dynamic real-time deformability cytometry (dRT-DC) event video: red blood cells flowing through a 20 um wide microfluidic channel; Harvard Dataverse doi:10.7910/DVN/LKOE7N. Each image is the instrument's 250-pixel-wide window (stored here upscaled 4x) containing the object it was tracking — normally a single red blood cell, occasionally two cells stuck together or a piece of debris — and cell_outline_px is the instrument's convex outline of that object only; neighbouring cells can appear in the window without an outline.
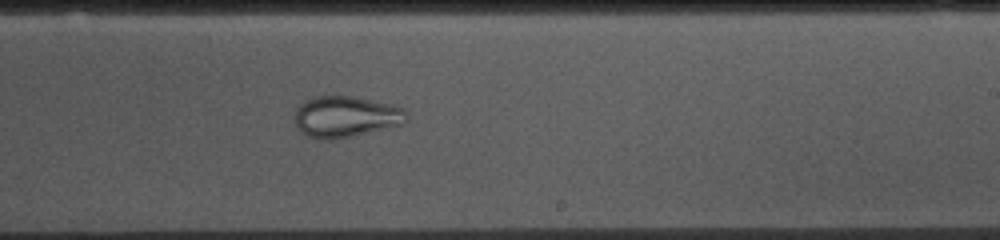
{"species": "common noctule bat (a hibernating species)", "species_latin": "Nyctalus noctula", "temperature_condition": "cold", "stored_images_in_passage": 53, "camera_frame_rate_fps": 3000, "um_per_image_px": 0.085, "animal": {"sex": "female", "body_mass_g": 10.0, "forearm_length_mm": 53.1}, "frame": {"image": 1, "passage_image": 31, "time_ms": 10.0, "image_size_px": [1000, 240], "cell_outline_px": [[408, 120], [404, 124], [336, 140], [324, 140], [308, 136], [300, 132], [296, 124], [296, 108], [300, 104], [316, 96], [352, 96], [392, 104], [404, 108], [408, 112]], "centroid_in_image_um": [29.43, 9.93], "position_along_channel_um": 259.6, "area_um2": 27.05}}
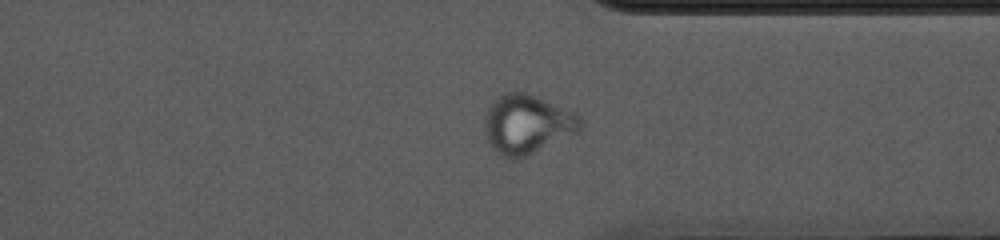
{"frame": {"image": 2, "passage_image": 40, "time_ms": 13.0, "image_size_px": [1000, 240], "cell_outline_px": [[580, 132], [516, 160], [508, 160], [496, 152], [488, 140], [484, 132], [484, 116], [492, 100], [496, 96], [508, 92], [524, 92], [536, 96], [576, 112], [580, 116]], "centroid_in_image_um": [44.78, 10.56], "position_along_channel_um": 366.6, "area_um2": 33.29}}
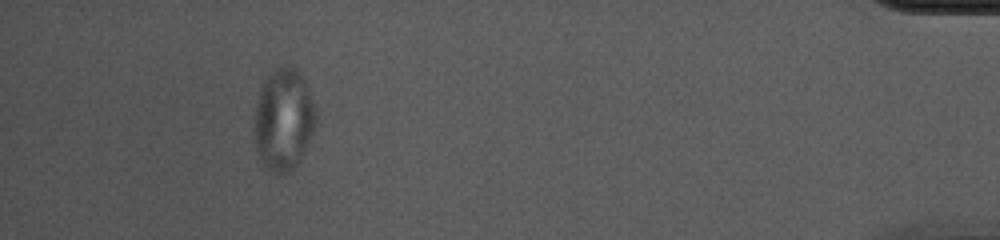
{"frame": {"image": 3, "passage_image": 49, "time_ms": 16.0, "image_size_px": [1000, 240], "cell_outline_px": [[316, 124], [300, 160], [288, 172], [280, 176], [268, 168], [260, 160], [256, 152], [252, 116], [260, 84], [276, 68], [288, 64], [292, 64], [300, 72], [308, 84], [316, 112]], "centroid_in_image_um": [24.07, 10.12], "position_along_channel_um": 411.1, "area_um2": 37.4}}